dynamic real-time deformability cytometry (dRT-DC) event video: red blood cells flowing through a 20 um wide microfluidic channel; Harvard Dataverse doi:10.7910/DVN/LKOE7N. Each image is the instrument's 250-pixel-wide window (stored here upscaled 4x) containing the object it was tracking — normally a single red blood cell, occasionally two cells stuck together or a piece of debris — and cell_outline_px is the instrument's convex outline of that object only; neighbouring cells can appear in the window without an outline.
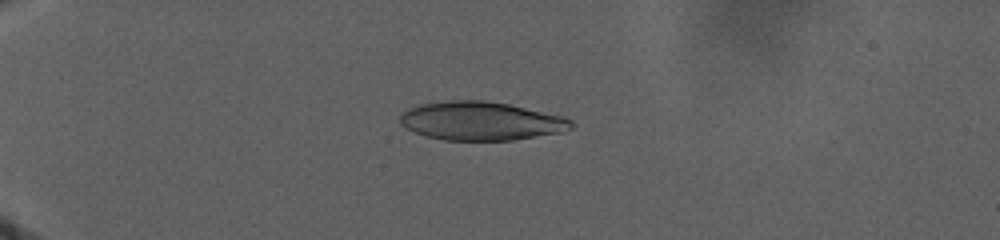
{"species": "human", "species_latin": "Homo sapiens", "temperature_condition": "warm", "stored_images_in_passage": 63, "camera_frame_rate_fps": 3000, "um_per_image_px": 0.085, "donor": {"sex": "male"}, "frame": {"image": 1, "passage_image": 20, "time_ms": 9.667, "image_size_px": [1000, 240], "cell_outline_px": [[576, 124], [572, 128], [564, 132], [512, 140], [444, 140], [424, 136], [400, 124], [400, 116], [408, 108], [420, 104], [444, 100], [484, 100], [508, 104], [564, 116], [572, 120]], "centroid_in_image_um": [40.91, 10.28], "position_along_channel_um": 44.1, "area_um2": 38.73}}
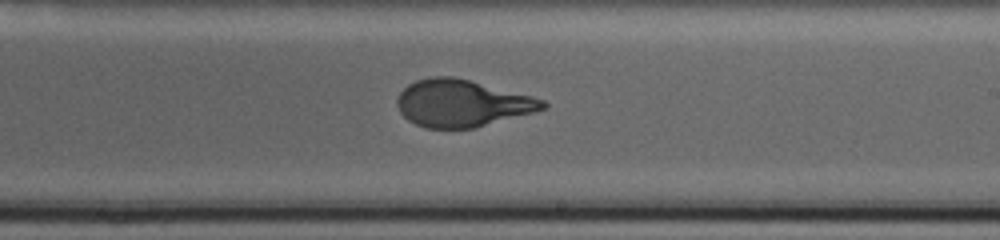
{"frame": {"image": 2, "passage_image": 43, "time_ms": 22.333, "image_size_px": [1000, 240], "cell_outline_px": [[548, 104], [544, 108], [532, 112], [472, 128], [424, 128], [408, 120], [400, 112], [396, 104], [396, 100], [400, 92], [408, 84], [416, 80], [432, 76], [452, 76], [532, 96], [544, 100]], "centroid_in_image_um": [39.21, 8.77], "position_along_channel_um": 249.8, "area_um2": 39.42}}
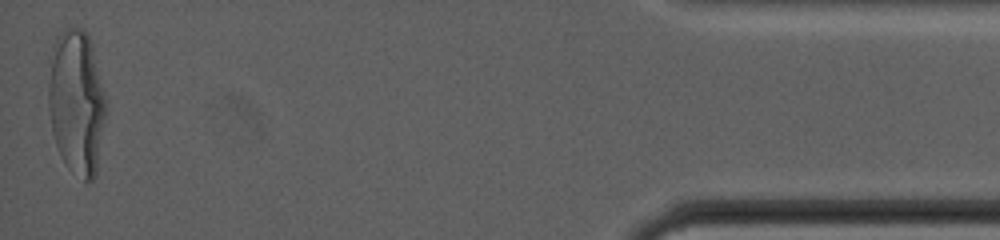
{"frame": {"image": 3, "passage_image": 63, "time_ms": 34.0, "image_size_px": [1000, 240], "cell_outline_px": [[104, 116], [96, 172], [92, 180], [84, 180], [68, 168], [60, 156], [52, 132], [48, 108], [48, 84], [52, 44], [56, 36], [64, 28], [84, 28], [88, 32], [104, 96]], "centroid_in_image_um": [6.45, 8.64], "position_along_channel_um": 428.8, "area_um2": 47.92}}